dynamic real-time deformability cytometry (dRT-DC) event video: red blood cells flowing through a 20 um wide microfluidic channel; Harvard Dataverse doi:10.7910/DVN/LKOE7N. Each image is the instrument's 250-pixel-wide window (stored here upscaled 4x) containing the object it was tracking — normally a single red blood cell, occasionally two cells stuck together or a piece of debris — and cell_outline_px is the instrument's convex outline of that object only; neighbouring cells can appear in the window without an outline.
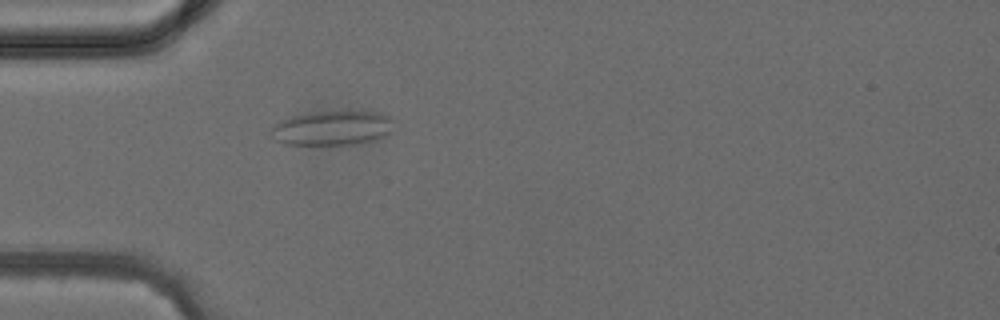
{"species": "common noctule bat (a hibernating species)", "species_latin": "Nyctalus noctula", "temperature_condition": "cold", "stored_images_in_passage": 1, "camera_frame_rate_fps": 3000, "um_per_image_px": 0.085, "animal": {"sex": "female", "body_mass_g": 24.6, "forearm_length_mm": 56.2}, "frame": {"image": 1, "passage_image": 1, "time_ms": 0.0, "image_size_px": [1000, 320], "cell_outline_px": [[392, 132], [372, 140], [356, 144], [284, 144], [272, 140], [268, 132], [280, 120], [288, 116], [312, 112], [380, 112], [388, 116], [392, 120]], "centroid_in_image_um": [28.16, 10.89], "position_along_channel_um": 56.8, "area_um2": 24.68}}